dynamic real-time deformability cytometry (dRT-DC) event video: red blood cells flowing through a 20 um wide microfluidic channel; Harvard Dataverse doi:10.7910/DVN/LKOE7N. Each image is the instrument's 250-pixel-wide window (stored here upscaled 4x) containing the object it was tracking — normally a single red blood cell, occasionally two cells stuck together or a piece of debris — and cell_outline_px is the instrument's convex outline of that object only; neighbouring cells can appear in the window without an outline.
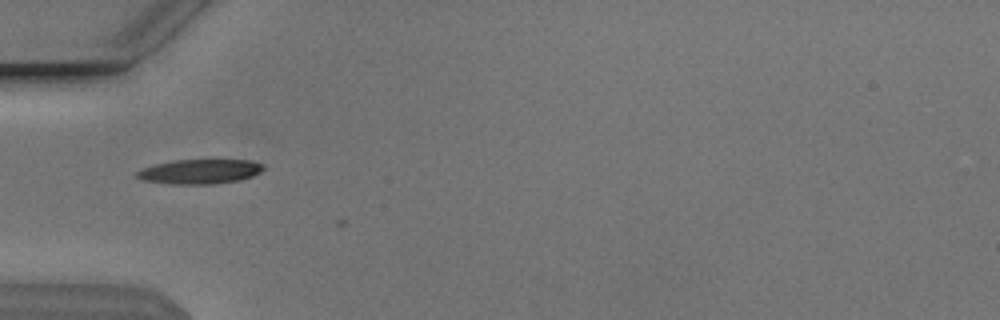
{"species": "Egyptian fruit bat (a non-hibernating species)", "species_latin": "Rousettus aegyptiacus", "temperature_condition": "cold", "stored_images_in_passage": 2, "camera_frame_rate_fps": 3000, "um_per_image_px": 0.085, "animal": {"sex": "male"}, "frame": {"image": 1, "passage_image": 1, "time_ms": 0.0, "image_size_px": [1000, 320], "cell_outline_px": [[264, 168], [260, 172], [252, 176], [240, 180], [216, 184], [168, 184], [144, 180], [136, 176], [136, 172], [140, 168], [172, 160], [248, 160], [264, 164]], "centroid_in_image_um": [16.97, 14.58], "position_along_channel_um": 68.0, "area_um2": 18.21}}